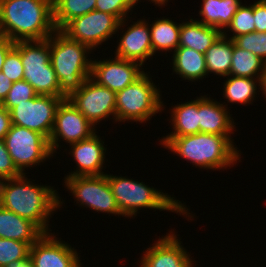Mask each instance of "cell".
Returning <instances> with one entry per match:
<instances>
[{
	"instance_id": "cell-1",
	"label": "cell",
	"mask_w": 266,
	"mask_h": 267,
	"mask_svg": "<svg viewBox=\"0 0 266 267\" xmlns=\"http://www.w3.org/2000/svg\"><path fill=\"white\" fill-rule=\"evenodd\" d=\"M26 174L0 181V206L50 233L49 220L64 200L54 186L33 183L35 180L28 179Z\"/></svg>"
},
{
	"instance_id": "cell-2",
	"label": "cell",
	"mask_w": 266,
	"mask_h": 267,
	"mask_svg": "<svg viewBox=\"0 0 266 267\" xmlns=\"http://www.w3.org/2000/svg\"><path fill=\"white\" fill-rule=\"evenodd\" d=\"M231 137L200 132L182 137H161L159 142L196 168L224 171L241 161V151Z\"/></svg>"
},
{
	"instance_id": "cell-3",
	"label": "cell",
	"mask_w": 266,
	"mask_h": 267,
	"mask_svg": "<svg viewBox=\"0 0 266 267\" xmlns=\"http://www.w3.org/2000/svg\"><path fill=\"white\" fill-rule=\"evenodd\" d=\"M56 31L53 0H0V35L13 42L44 40Z\"/></svg>"
},
{
	"instance_id": "cell-4",
	"label": "cell",
	"mask_w": 266,
	"mask_h": 267,
	"mask_svg": "<svg viewBox=\"0 0 266 267\" xmlns=\"http://www.w3.org/2000/svg\"><path fill=\"white\" fill-rule=\"evenodd\" d=\"M106 176L118 209L128 219L135 218L141 209L171 211L191 221L195 218L185 202L176 200L162 190L126 176L107 173Z\"/></svg>"
},
{
	"instance_id": "cell-5",
	"label": "cell",
	"mask_w": 266,
	"mask_h": 267,
	"mask_svg": "<svg viewBox=\"0 0 266 267\" xmlns=\"http://www.w3.org/2000/svg\"><path fill=\"white\" fill-rule=\"evenodd\" d=\"M92 51L89 46L70 39L61 30H56L50 36V61L60 91L66 97L80 89L90 77L93 58L89 55Z\"/></svg>"
},
{
	"instance_id": "cell-6",
	"label": "cell",
	"mask_w": 266,
	"mask_h": 267,
	"mask_svg": "<svg viewBox=\"0 0 266 267\" xmlns=\"http://www.w3.org/2000/svg\"><path fill=\"white\" fill-rule=\"evenodd\" d=\"M150 75L146 71L129 86L116 92V122L147 123L164 111L162 91Z\"/></svg>"
},
{
	"instance_id": "cell-7",
	"label": "cell",
	"mask_w": 266,
	"mask_h": 267,
	"mask_svg": "<svg viewBox=\"0 0 266 267\" xmlns=\"http://www.w3.org/2000/svg\"><path fill=\"white\" fill-rule=\"evenodd\" d=\"M24 66L26 80L38 95L67 97L60 91L56 73L50 61V37L44 40L16 41Z\"/></svg>"
},
{
	"instance_id": "cell-8",
	"label": "cell",
	"mask_w": 266,
	"mask_h": 267,
	"mask_svg": "<svg viewBox=\"0 0 266 267\" xmlns=\"http://www.w3.org/2000/svg\"><path fill=\"white\" fill-rule=\"evenodd\" d=\"M130 18V21L128 20ZM132 16L119 21L114 15L93 10L69 21L61 31L70 39L89 46L93 51L99 49V45L123 30L127 23L132 21ZM123 27V28H122Z\"/></svg>"
},
{
	"instance_id": "cell-9",
	"label": "cell",
	"mask_w": 266,
	"mask_h": 267,
	"mask_svg": "<svg viewBox=\"0 0 266 267\" xmlns=\"http://www.w3.org/2000/svg\"><path fill=\"white\" fill-rule=\"evenodd\" d=\"M12 161L21 174L53 158L49 140L42 134L18 125H11L4 138Z\"/></svg>"
},
{
	"instance_id": "cell-10",
	"label": "cell",
	"mask_w": 266,
	"mask_h": 267,
	"mask_svg": "<svg viewBox=\"0 0 266 267\" xmlns=\"http://www.w3.org/2000/svg\"><path fill=\"white\" fill-rule=\"evenodd\" d=\"M63 182L79 207L106 213L109 216L113 214L124 217L117 207L106 174L65 177Z\"/></svg>"
},
{
	"instance_id": "cell-11",
	"label": "cell",
	"mask_w": 266,
	"mask_h": 267,
	"mask_svg": "<svg viewBox=\"0 0 266 267\" xmlns=\"http://www.w3.org/2000/svg\"><path fill=\"white\" fill-rule=\"evenodd\" d=\"M67 99L95 128L108 118L116 123V92L97 84L90 77Z\"/></svg>"
},
{
	"instance_id": "cell-12",
	"label": "cell",
	"mask_w": 266,
	"mask_h": 267,
	"mask_svg": "<svg viewBox=\"0 0 266 267\" xmlns=\"http://www.w3.org/2000/svg\"><path fill=\"white\" fill-rule=\"evenodd\" d=\"M63 100L62 97L37 95L10 110L11 122L36 131L49 140L58 106Z\"/></svg>"
},
{
	"instance_id": "cell-13",
	"label": "cell",
	"mask_w": 266,
	"mask_h": 267,
	"mask_svg": "<svg viewBox=\"0 0 266 267\" xmlns=\"http://www.w3.org/2000/svg\"><path fill=\"white\" fill-rule=\"evenodd\" d=\"M96 130L97 128H95L68 99H64L58 106L53 129L49 138L52 154L54 155L57 153V150L61 149V141H65L67 145H70L89 138Z\"/></svg>"
},
{
	"instance_id": "cell-14",
	"label": "cell",
	"mask_w": 266,
	"mask_h": 267,
	"mask_svg": "<svg viewBox=\"0 0 266 267\" xmlns=\"http://www.w3.org/2000/svg\"><path fill=\"white\" fill-rule=\"evenodd\" d=\"M61 239L55 232L44 233L30 246L29 257L34 267H82L75 247Z\"/></svg>"
},
{
	"instance_id": "cell-15",
	"label": "cell",
	"mask_w": 266,
	"mask_h": 267,
	"mask_svg": "<svg viewBox=\"0 0 266 267\" xmlns=\"http://www.w3.org/2000/svg\"><path fill=\"white\" fill-rule=\"evenodd\" d=\"M139 63L118 57L92 60L90 78L97 84L118 92L138 79L145 71Z\"/></svg>"
},
{
	"instance_id": "cell-16",
	"label": "cell",
	"mask_w": 266,
	"mask_h": 267,
	"mask_svg": "<svg viewBox=\"0 0 266 267\" xmlns=\"http://www.w3.org/2000/svg\"><path fill=\"white\" fill-rule=\"evenodd\" d=\"M179 235L169 231L160 237L147 249L143 250L139 267H193L194 259L191 257Z\"/></svg>"
},
{
	"instance_id": "cell-17",
	"label": "cell",
	"mask_w": 266,
	"mask_h": 267,
	"mask_svg": "<svg viewBox=\"0 0 266 267\" xmlns=\"http://www.w3.org/2000/svg\"><path fill=\"white\" fill-rule=\"evenodd\" d=\"M137 19L130 24L125 31H121L114 56L124 60L134 61L141 66L145 65L148 59H153V48L150 36L149 20ZM127 29V30H126Z\"/></svg>"
},
{
	"instance_id": "cell-18",
	"label": "cell",
	"mask_w": 266,
	"mask_h": 267,
	"mask_svg": "<svg viewBox=\"0 0 266 267\" xmlns=\"http://www.w3.org/2000/svg\"><path fill=\"white\" fill-rule=\"evenodd\" d=\"M96 131L89 138L69 145L68 154L76 163V170L69 172L64 177L73 176H99L104 173L107 148L102 137ZM105 145V146H104Z\"/></svg>"
},
{
	"instance_id": "cell-19",
	"label": "cell",
	"mask_w": 266,
	"mask_h": 267,
	"mask_svg": "<svg viewBox=\"0 0 266 267\" xmlns=\"http://www.w3.org/2000/svg\"><path fill=\"white\" fill-rule=\"evenodd\" d=\"M207 96L198 97L199 133L231 136L236 131V123L228 110L231 107H227L226 102L221 103Z\"/></svg>"
},
{
	"instance_id": "cell-20",
	"label": "cell",
	"mask_w": 266,
	"mask_h": 267,
	"mask_svg": "<svg viewBox=\"0 0 266 267\" xmlns=\"http://www.w3.org/2000/svg\"><path fill=\"white\" fill-rule=\"evenodd\" d=\"M44 232L33 222L0 206V238L34 244Z\"/></svg>"
},
{
	"instance_id": "cell-21",
	"label": "cell",
	"mask_w": 266,
	"mask_h": 267,
	"mask_svg": "<svg viewBox=\"0 0 266 267\" xmlns=\"http://www.w3.org/2000/svg\"><path fill=\"white\" fill-rule=\"evenodd\" d=\"M172 74L175 73L187 82H200L207 78L205 54L192 48L178 46L172 54Z\"/></svg>"
},
{
	"instance_id": "cell-22",
	"label": "cell",
	"mask_w": 266,
	"mask_h": 267,
	"mask_svg": "<svg viewBox=\"0 0 266 267\" xmlns=\"http://www.w3.org/2000/svg\"><path fill=\"white\" fill-rule=\"evenodd\" d=\"M188 18L181 22L179 46L192 48L205 54L206 50L223 34L215 27L207 26L197 21L196 18Z\"/></svg>"
},
{
	"instance_id": "cell-23",
	"label": "cell",
	"mask_w": 266,
	"mask_h": 267,
	"mask_svg": "<svg viewBox=\"0 0 266 267\" xmlns=\"http://www.w3.org/2000/svg\"><path fill=\"white\" fill-rule=\"evenodd\" d=\"M197 21L215 27L222 33L231 24L234 14L241 6V0H202Z\"/></svg>"
},
{
	"instance_id": "cell-24",
	"label": "cell",
	"mask_w": 266,
	"mask_h": 267,
	"mask_svg": "<svg viewBox=\"0 0 266 267\" xmlns=\"http://www.w3.org/2000/svg\"><path fill=\"white\" fill-rule=\"evenodd\" d=\"M171 107L169 123L173 126L172 132L163 137H182L199 133L198 97Z\"/></svg>"
},
{
	"instance_id": "cell-25",
	"label": "cell",
	"mask_w": 266,
	"mask_h": 267,
	"mask_svg": "<svg viewBox=\"0 0 266 267\" xmlns=\"http://www.w3.org/2000/svg\"><path fill=\"white\" fill-rule=\"evenodd\" d=\"M153 21L149 24L153 56L160 52H165L166 55L167 51L173 53L179 46L181 23L174 22L169 17H160Z\"/></svg>"
},
{
	"instance_id": "cell-26",
	"label": "cell",
	"mask_w": 266,
	"mask_h": 267,
	"mask_svg": "<svg viewBox=\"0 0 266 267\" xmlns=\"http://www.w3.org/2000/svg\"><path fill=\"white\" fill-rule=\"evenodd\" d=\"M227 80L223 82V97L226 99L227 103L239 104L247 106L253 104L256 100V95L260 92V80L247 77H237L233 75H228ZM258 89V90H257Z\"/></svg>"
},
{
	"instance_id": "cell-27",
	"label": "cell",
	"mask_w": 266,
	"mask_h": 267,
	"mask_svg": "<svg viewBox=\"0 0 266 267\" xmlns=\"http://www.w3.org/2000/svg\"><path fill=\"white\" fill-rule=\"evenodd\" d=\"M232 54L233 40L222 34L205 52L207 78L209 74L224 79L230 75Z\"/></svg>"
},
{
	"instance_id": "cell-28",
	"label": "cell",
	"mask_w": 266,
	"mask_h": 267,
	"mask_svg": "<svg viewBox=\"0 0 266 267\" xmlns=\"http://www.w3.org/2000/svg\"><path fill=\"white\" fill-rule=\"evenodd\" d=\"M230 75L261 79L266 63L254 53L237 47L233 42Z\"/></svg>"
},
{
	"instance_id": "cell-29",
	"label": "cell",
	"mask_w": 266,
	"mask_h": 267,
	"mask_svg": "<svg viewBox=\"0 0 266 267\" xmlns=\"http://www.w3.org/2000/svg\"><path fill=\"white\" fill-rule=\"evenodd\" d=\"M96 0H53V21L61 30L73 18L95 10Z\"/></svg>"
},
{
	"instance_id": "cell-30",
	"label": "cell",
	"mask_w": 266,
	"mask_h": 267,
	"mask_svg": "<svg viewBox=\"0 0 266 267\" xmlns=\"http://www.w3.org/2000/svg\"><path fill=\"white\" fill-rule=\"evenodd\" d=\"M254 23L253 4L251 3L248 6L247 4H241L238 11L234 14L231 24L223 32V35L233 39L243 34L255 32ZM231 32L233 33L232 36Z\"/></svg>"
},
{
	"instance_id": "cell-31",
	"label": "cell",
	"mask_w": 266,
	"mask_h": 267,
	"mask_svg": "<svg viewBox=\"0 0 266 267\" xmlns=\"http://www.w3.org/2000/svg\"><path fill=\"white\" fill-rule=\"evenodd\" d=\"M30 246L25 242L0 238V267L29 257Z\"/></svg>"
},
{
	"instance_id": "cell-32",
	"label": "cell",
	"mask_w": 266,
	"mask_h": 267,
	"mask_svg": "<svg viewBox=\"0 0 266 267\" xmlns=\"http://www.w3.org/2000/svg\"><path fill=\"white\" fill-rule=\"evenodd\" d=\"M234 44L257 55L266 63V32H252L233 39Z\"/></svg>"
},
{
	"instance_id": "cell-33",
	"label": "cell",
	"mask_w": 266,
	"mask_h": 267,
	"mask_svg": "<svg viewBox=\"0 0 266 267\" xmlns=\"http://www.w3.org/2000/svg\"><path fill=\"white\" fill-rule=\"evenodd\" d=\"M37 95L34 88L26 80H20L12 83L11 89L1 105L10 111L19 103L26 102Z\"/></svg>"
},
{
	"instance_id": "cell-34",
	"label": "cell",
	"mask_w": 266,
	"mask_h": 267,
	"mask_svg": "<svg viewBox=\"0 0 266 267\" xmlns=\"http://www.w3.org/2000/svg\"><path fill=\"white\" fill-rule=\"evenodd\" d=\"M136 8L134 0H96L95 10L114 15L119 21L130 17Z\"/></svg>"
},
{
	"instance_id": "cell-35",
	"label": "cell",
	"mask_w": 266,
	"mask_h": 267,
	"mask_svg": "<svg viewBox=\"0 0 266 267\" xmlns=\"http://www.w3.org/2000/svg\"><path fill=\"white\" fill-rule=\"evenodd\" d=\"M1 72L12 83L23 80L24 66L21 61L20 50L15 45L8 52Z\"/></svg>"
},
{
	"instance_id": "cell-36",
	"label": "cell",
	"mask_w": 266,
	"mask_h": 267,
	"mask_svg": "<svg viewBox=\"0 0 266 267\" xmlns=\"http://www.w3.org/2000/svg\"><path fill=\"white\" fill-rule=\"evenodd\" d=\"M6 148L5 141L0 139V181L20 176Z\"/></svg>"
},
{
	"instance_id": "cell-37",
	"label": "cell",
	"mask_w": 266,
	"mask_h": 267,
	"mask_svg": "<svg viewBox=\"0 0 266 267\" xmlns=\"http://www.w3.org/2000/svg\"><path fill=\"white\" fill-rule=\"evenodd\" d=\"M255 32H266V0L253 3Z\"/></svg>"
},
{
	"instance_id": "cell-38",
	"label": "cell",
	"mask_w": 266,
	"mask_h": 267,
	"mask_svg": "<svg viewBox=\"0 0 266 267\" xmlns=\"http://www.w3.org/2000/svg\"><path fill=\"white\" fill-rule=\"evenodd\" d=\"M12 125L10 111L0 104V139L4 140Z\"/></svg>"
},
{
	"instance_id": "cell-39",
	"label": "cell",
	"mask_w": 266,
	"mask_h": 267,
	"mask_svg": "<svg viewBox=\"0 0 266 267\" xmlns=\"http://www.w3.org/2000/svg\"><path fill=\"white\" fill-rule=\"evenodd\" d=\"M15 42L11 41L5 36L0 35V72L4 65L5 58L8 52L14 47Z\"/></svg>"
},
{
	"instance_id": "cell-40",
	"label": "cell",
	"mask_w": 266,
	"mask_h": 267,
	"mask_svg": "<svg viewBox=\"0 0 266 267\" xmlns=\"http://www.w3.org/2000/svg\"><path fill=\"white\" fill-rule=\"evenodd\" d=\"M12 86V82L9 80L7 76H4L2 72H0V104L6 98L8 92L10 91Z\"/></svg>"
},
{
	"instance_id": "cell-41",
	"label": "cell",
	"mask_w": 266,
	"mask_h": 267,
	"mask_svg": "<svg viewBox=\"0 0 266 267\" xmlns=\"http://www.w3.org/2000/svg\"><path fill=\"white\" fill-rule=\"evenodd\" d=\"M5 267H34V264L30 257H27L25 260L18 262H12Z\"/></svg>"
},
{
	"instance_id": "cell-42",
	"label": "cell",
	"mask_w": 266,
	"mask_h": 267,
	"mask_svg": "<svg viewBox=\"0 0 266 267\" xmlns=\"http://www.w3.org/2000/svg\"><path fill=\"white\" fill-rule=\"evenodd\" d=\"M134 1H135L136 6L138 5L139 2H142L141 0H134ZM148 1H150V3L151 2L154 3L156 7H159L160 9H162V7L164 8V6L168 5L170 0H148Z\"/></svg>"
},
{
	"instance_id": "cell-43",
	"label": "cell",
	"mask_w": 266,
	"mask_h": 267,
	"mask_svg": "<svg viewBox=\"0 0 266 267\" xmlns=\"http://www.w3.org/2000/svg\"><path fill=\"white\" fill-rule=\"evenodd\" d=\"M260 86H261V91H262V95L265 98L264 100H266V66H265V70L264 73L262 74L261 80H260Z\"/></svg>"
}]
</instances>
